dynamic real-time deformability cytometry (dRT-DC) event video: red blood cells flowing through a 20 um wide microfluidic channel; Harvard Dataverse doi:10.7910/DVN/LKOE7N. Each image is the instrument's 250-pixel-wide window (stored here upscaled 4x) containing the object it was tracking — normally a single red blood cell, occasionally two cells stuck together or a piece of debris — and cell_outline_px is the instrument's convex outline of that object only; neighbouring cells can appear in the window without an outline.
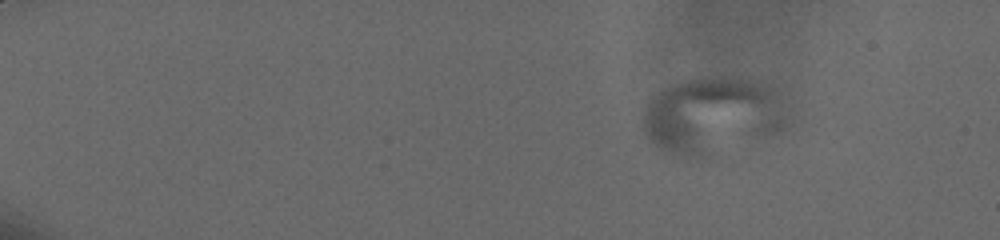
{"species": "human", "species_latin": "Homo sapiens", "temperature_condition": "cold", "stored_images_in_passage": 12, "camera_frame_rate_fps": 3000, "um_per_image_px": 0.085, "donor": {"sex": "male"}, "frame": {"image": 1, "passage_image": 4, "time_ms": 2.667, "image_size_px": [1000, 240], "cell_outline_px": [[792, 124], [788, 128], [780, 132], [704, 156], [676, 156], [664, 152], [656, 148], [648, 140], [644, 132], [644, 108], [648, 100], [652, 96], [684, 80], [724, 76], [748, 76], [764, 80], [772, 84], [776, 88], [792, 108]], "centroid_in_image_um": [60.73, 9.76], "position_along_channel_um": 24.3, "area_um2": 66.59}}
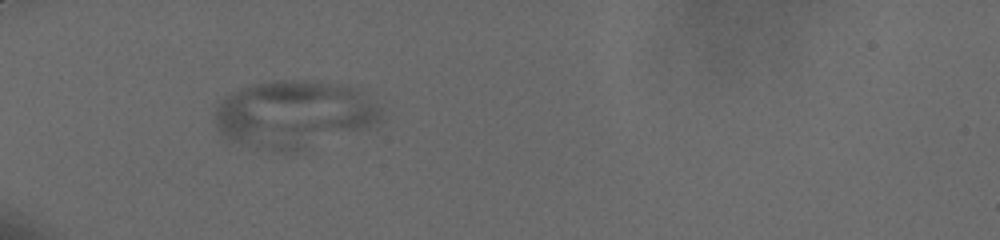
{"frame": {"image": 2, "passage_image": 9, "time_ms": 7.0, "image_size_px": [1000, 240], "cell_outline_px": [[380, 120], [368, 128], [296, 152], [272, 152], [240, 144], [228, 140], [220, 132], [216, 124], [212, 112], [220, 100], [240, 88], [252, 84], [272, 80], [316, 80], [352, 84], [364, 88], [380, 108]], "centroid_in_image_um": [25.01, 9.68], "position_along_channel_um": 60.0, "area_um2": 66.87}}